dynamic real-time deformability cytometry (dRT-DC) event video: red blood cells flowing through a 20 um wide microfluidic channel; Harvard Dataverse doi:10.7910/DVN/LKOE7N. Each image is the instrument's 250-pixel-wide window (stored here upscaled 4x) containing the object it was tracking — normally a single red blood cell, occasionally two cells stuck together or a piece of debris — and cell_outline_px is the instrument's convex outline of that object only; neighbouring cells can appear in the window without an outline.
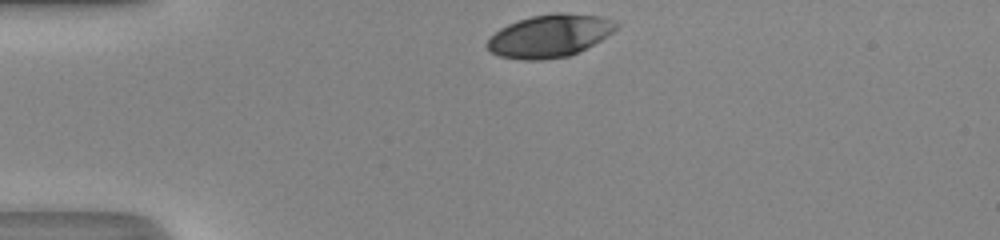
{"species": "human", "species_latin": "Homo sapiens", "temperature_condition": "room temperature", "stored_images_in_passage": 30, "camera_frame_rate_fps": 3000, "um_per_image_px": 0.085, "donor": {"sex": "male"}, "frame": {"image": 1, "passage_image": 1, "time_ms": 0.0, "image_size_px": [1000, 240], "cell_outline_px": [[620, 24], [612, 32], [600, 40], [568, 56], [544, 60], [520, 60], [500, 56], [492, 52], [484, 44], [500, 28], [508, 24], [532, 16], [556, 12], [560, 12], [600, 16], [616, 20]], "centroid_in_image_um": [46.72, 3.04], "position_along_channel_um": 38.3, "area_um2": 31.91}}
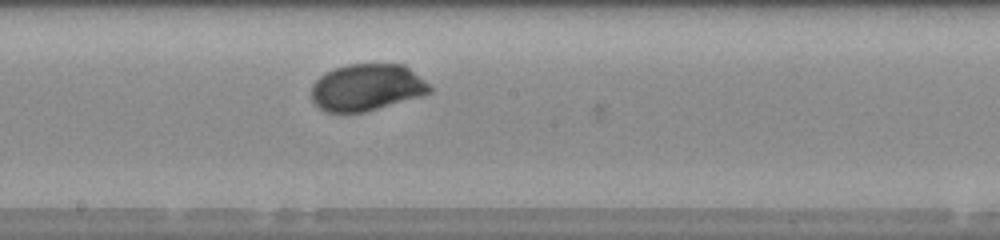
{"frame": {"image": 2, "passage_image": 17, "time_ms": 5.333, "image_size_px": [1000, 240], "cell_outline_px": [[432, 92], [420, 96], [364, 112], [324, 112], [312, 100], [312, 84], [324, 72], [348, 64], [404, 64], [424, 80], [432, 88]], "centroid_in_image_um": [31.16, 7.42], "position_along_channel_um": 217.0, "area_um2": 32.08}}
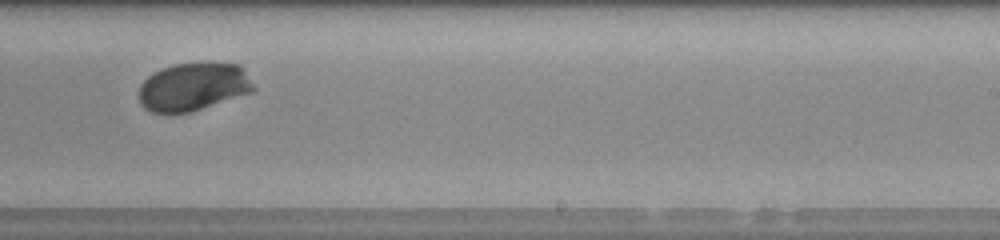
{"frame": {"image": 3, "passage_image": 21, "time_ms": 6.667, "image_size_px": [1000, 240], "cell_outline_px": [[256, 88], [252, 92], [192, 112], [152, 112], [144, 108], [140, 104], [140, 84], [148, 76], [160, 68], [172, 64], [208, 60], [240, 64]], "centroid_in_image_um": [16.46, 7.32], "position_along_channel_um": 272.5, "area_um2": 32.77}, "authors_computed_cell_mechanics": {"area_um2": 32.7437, "velocity_mm_per_s": 4.1877, "shape_relaxation_time_tau1_ms": 2.2026, "shape_relaxation_time_tau2_ms": null, "deformation_change_tau1": 0.1396, "deformation_change_tau2": null}}